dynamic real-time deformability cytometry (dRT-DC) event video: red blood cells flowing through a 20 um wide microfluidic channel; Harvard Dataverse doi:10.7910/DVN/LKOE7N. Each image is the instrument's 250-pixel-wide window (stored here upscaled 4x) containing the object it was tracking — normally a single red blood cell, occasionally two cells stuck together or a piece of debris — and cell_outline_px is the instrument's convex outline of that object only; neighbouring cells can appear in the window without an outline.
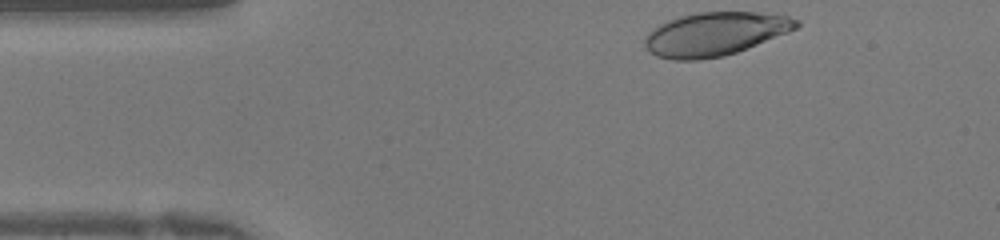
{"species": "human", "species_latin": "Homo sapiens", "temperature_condition": "warm", "stored_images_in_passage": 29, "camera_frame_rate_fps": 3000, "um_per_image_px": 0.085, "donor": {"sex": "female"}, "frame": {"image": 1, "passage_image": 1, "time_ms": 0.0, "image_size_px": [1000, 240], "cell_outline_px": [[800, 24], [796, 28], [788, 32], [736, 52], [724, 56], [700, 60], [672, 60], [656, 56], [644, 44], [644, 36], [652, 28], [668, 20], [680, 16], [696, 12], [756, 12], [788, 16], [800, 20]], "centroid_in_image_um": [60.75, 2.88], "position_along_channel_um": 24.3, "area_um2": 38.38}}
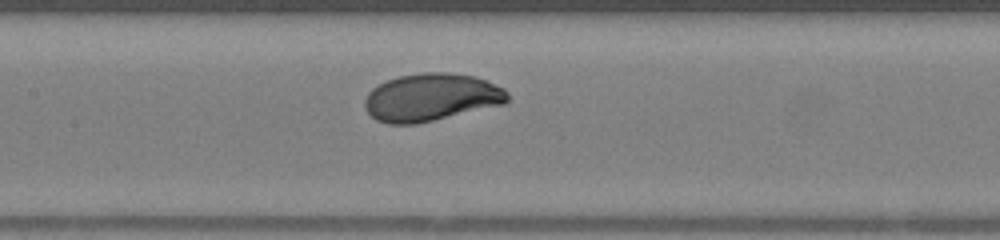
{"frame": {"image": 2, "passage_image": 14, "time_ms": 4.333, "image_size_px": [1000, 240], "cell_outline_px": [[508, 100], [504, 104], [416, 124], [388, 124], [376, 120], [364, 108], [364, 100], [368, 92], [372, 88], [388, 80], [400, 76], [424, 72], [448, 72], [476, 76], [504, 88], [508, 92]], "centroid_in_image_um": [36.65, 8.27], "position_along_channel_um": 170.8, "area_um2": 39.65}}
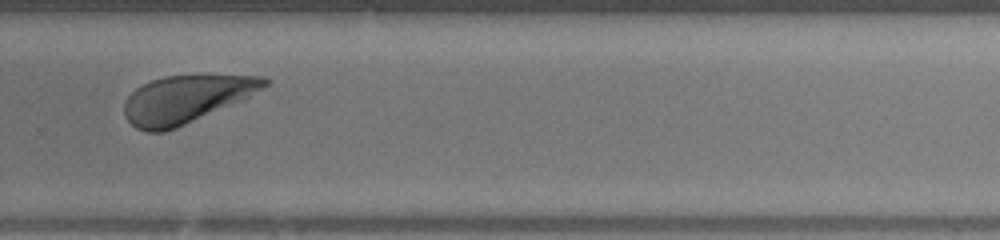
{"frame": {"image": 3, "passage_image": 23, "time_ms": 7.333, "image_size_px": [1000, 240], "cell_outline_px": [[272, 80], [268, 84], [248, 96], [240, 100], [176, 128], [164, 132], [148, 132], [136, 128], [124, 116], [124, 104], [128, 96], [136, 88], [152, 80], [164, 76], [264, 76]], "centroid_in_image_um": [15.76, 8.44], "position_along_channel_um": 314.0, "area_um2": 38.03}}